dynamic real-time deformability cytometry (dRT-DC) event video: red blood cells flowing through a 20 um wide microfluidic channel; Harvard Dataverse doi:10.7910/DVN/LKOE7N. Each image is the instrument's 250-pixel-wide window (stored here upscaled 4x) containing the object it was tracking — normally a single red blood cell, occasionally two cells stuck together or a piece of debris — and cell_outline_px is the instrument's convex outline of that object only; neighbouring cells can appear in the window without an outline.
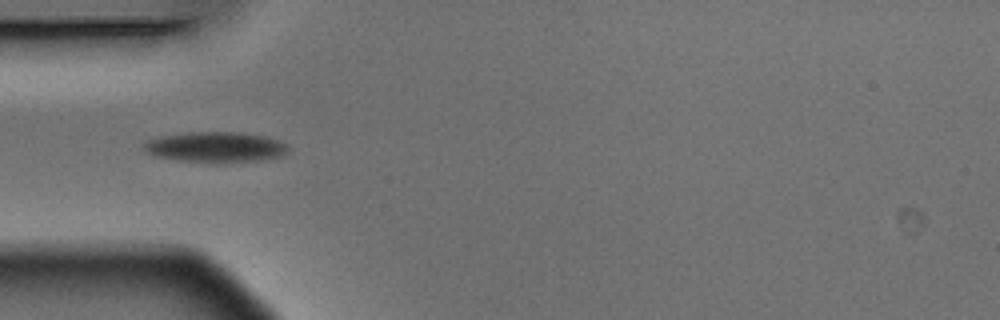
{"species": "Egyptian fruit bat (a non-hibernating species)", "species_latin": "Rousettus aegyptiacus", "temperature_condition": "warm", "stored_images_in_passage": 7, "camera_frame_rate_fps": 3000, "um_per_image_px": 0.085, "animal": {"sex": "male"}, "frame": {"image": 1, "passage_image": 1, "time_ms": 0.0, "image_size_px": [1000, 320], "cell_outline_px": [[288, 148], [280, 156], [256, 160], [224, 164], [212, 164], [180, 160], [156, 156], [144, 152], [140, 144], [144, 140], [160, 136], [188, 132], [240, 132], [264, 136], [288, 144]], "centroid_in_image_um": [18.21, 12.51], "position_along_channel_um": 66.8, "area_um2": 26.07}}
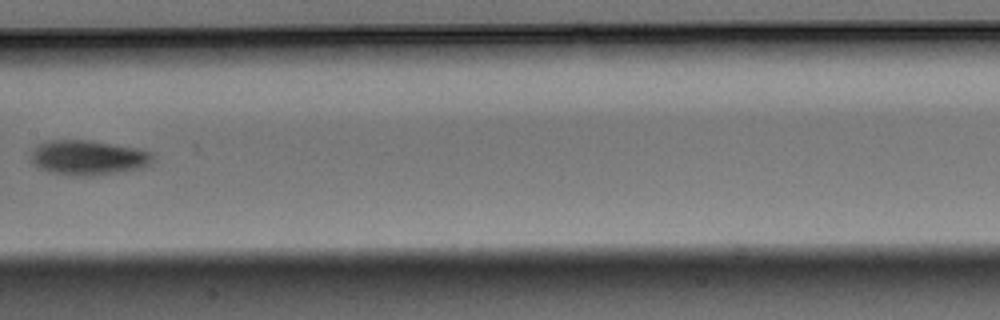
{"frame": {"image": 2, "passage_image": 4, "time_ms": 1.0, "image_size_px": [1000, 320], "cell_outline_px": [[152, 160], [148, 164], [136, 168], [116, 172], [92, 176], [68, 176], [48, 172], [32, 164], [32, 152], [40, 144], [48, 140], [88, 140], [136, 148], [152, 152]], "centroid_in_image_um": [7.43, 13.4], "position_along_channel_um": 200.0, "area_um2": 24.39}}
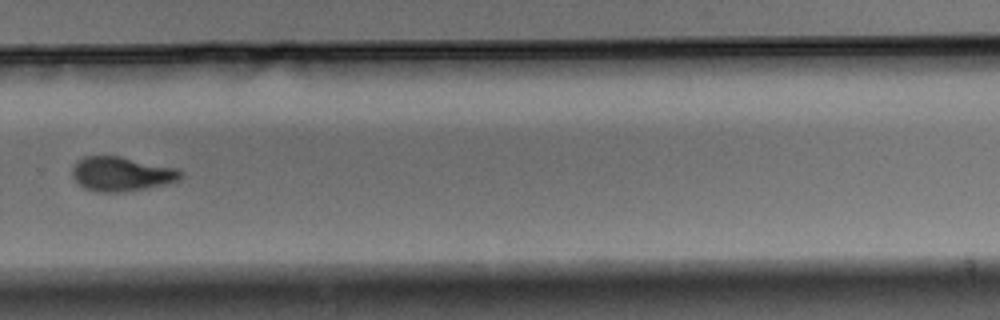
{"frame": {"image": 3, "passage_image": 7, "time_ms": 2.0, "image_size_px": [1000, 320], "cell_outline_px": [[184, 176], [180, 180], [164, 184], [144, 188], [120, 192], [96, 192], [84, 188], [72, 176], [72, 168], [76, 160], [84, 156], [120, 156], [180, 168], [184, 172]], "centroid_in_image_um": [10.36, 14.77], "position_along_channel_um": 319.4, "area_um2": 21.96}}